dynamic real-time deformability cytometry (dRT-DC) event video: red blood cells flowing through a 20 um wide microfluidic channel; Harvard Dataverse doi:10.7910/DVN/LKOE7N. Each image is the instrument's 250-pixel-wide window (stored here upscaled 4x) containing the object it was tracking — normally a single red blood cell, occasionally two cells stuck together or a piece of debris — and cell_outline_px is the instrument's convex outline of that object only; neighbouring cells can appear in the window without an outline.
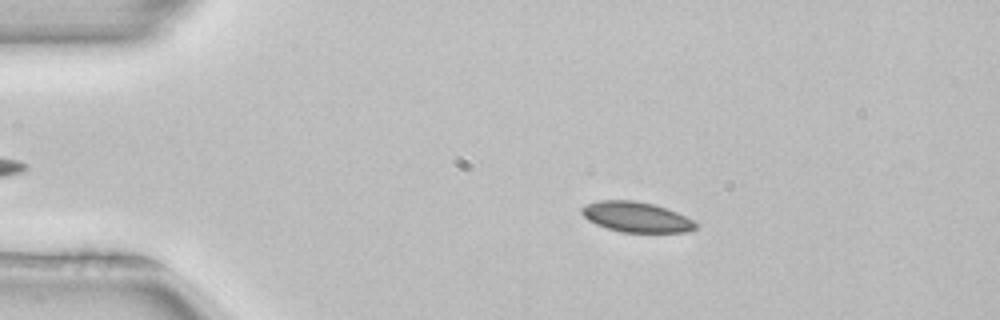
{"species": "common noctule bat (a hibernating species)", "species_latin": "Nyctalus noctula", "temperature_condition": "room temperature", "stored_images_in_passage": 51, "camera_frame_rate_fps": 3000, "um_per_image_px": 0.085, "animal": {"sex": "female", "body_mass_g": 22.7, "forearm_length_mm": 54.2}, "frame": {"image": 1, "passage_image": 9, "time_ms": 2.667, "image_size_px": [1000, 320], "cell_outline_px": [[696, 228], [688, 232], [624, 232], [608, 228], [596, 224], [588, 220], [580, 212], [580, 208], [584, 204], [600, 200], [636, 200], [668, 208], [692, 220], [696, 224]], "centroid_in_image_um": [54.05, 18.43], "position_along_channel_um": 31.0, "area_um2": 20.06}}
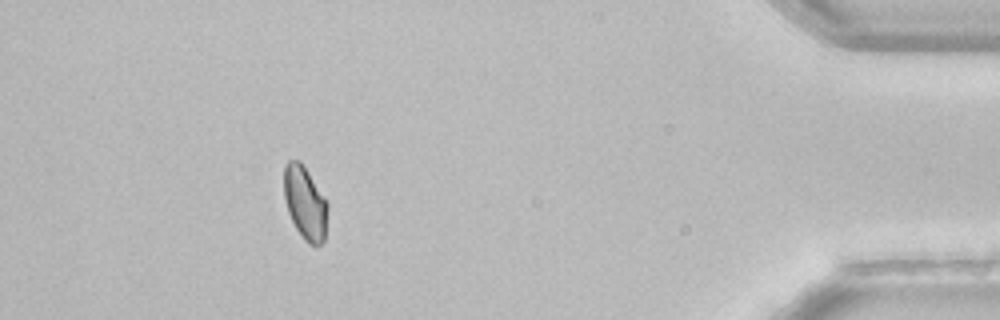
{"frame": {"image": 2, "passage_image": 46, "time_ms": 15.0, "image_size_px": [1000, 320], "cell_outline_px": [[328, 208], [324, 240], [316, 248], [308, 244], [304, 240], [296, 228], [288, 212], [284, 196], [284, 164], [288, 160], [300, 160], [308, 172], [328, 204]], "centroid_in_image_um": [25.92, 17.27], "position_along_channel_um": 409.3, "area_um2": 18.61}, "authors_computed_cell_mechanics": {"area_um2": 19.8254, "velocity_mm_per_s": 3.9706, "shape_relaxation_time_tau1_ms": null, "shape_relaxation_time_tau2_ms": 10.9963, "deformation_change_tau1": null, "deformation_change_tau2": 0.1047}}